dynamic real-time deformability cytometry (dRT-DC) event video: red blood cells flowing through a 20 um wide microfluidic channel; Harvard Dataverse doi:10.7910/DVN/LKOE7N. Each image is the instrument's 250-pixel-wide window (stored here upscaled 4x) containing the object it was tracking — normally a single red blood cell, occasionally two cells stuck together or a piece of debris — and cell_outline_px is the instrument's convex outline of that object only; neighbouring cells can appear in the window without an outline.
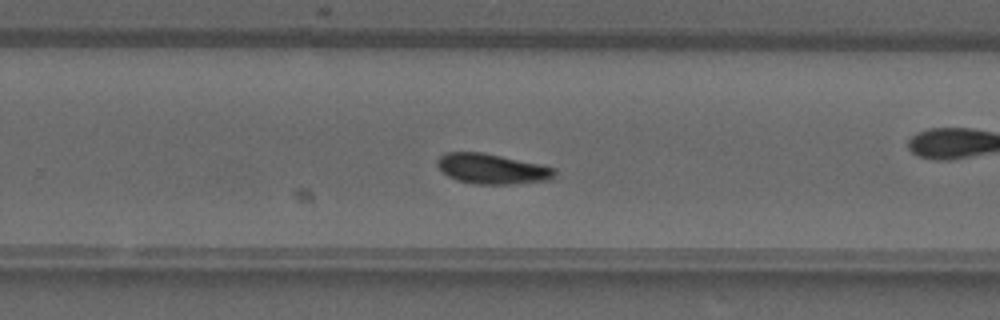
{"species": "common noctule bat (a hibernating species)", "species_latin": "Nyctalus noctula", "temperature_condition": "warm", "stored_images_in_passage": 35, "camera_frame_rate_fps": 3000, "um_per_image_px": 0.085, "animal": {"sex": "male", "forearm_length_mm": 52.5}, "frame": {"image": 1, "passage_image": 20, "time_ms": 6.333, "image_size_px": [1000, 320], "cell_outline_px": [[556, 176], [548, 180], [512, 184], [472, 184], [456, 180], [448, 176], [436, 164], [436, 160], [444, 152], [480, 152], [540, 164], [556, 168]], "centroid_in_image_um": [41.81, 14.36], "position_along_channel_um": 288.0, "area_um2": 20.63}}
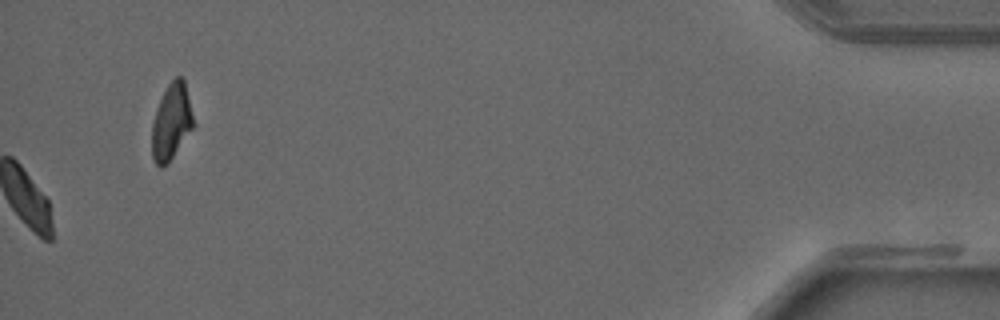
{"frame": {"image": 2, "passage_image": 35, "time_ms": 11.333, "image_size_px": [1000, 320], "cell_outline_px": [[192, 128], [168, 164], [160, 168], [156, 164], [152, 156], [152, 124], [156, 108], [168, 84], [176, 76], [180, 76], [184, 80], [192, 116]], "centroid_in_image_um": [14.53, 10.38], "position_along_channel_um": 420.7, "area_um2": 17.92}}